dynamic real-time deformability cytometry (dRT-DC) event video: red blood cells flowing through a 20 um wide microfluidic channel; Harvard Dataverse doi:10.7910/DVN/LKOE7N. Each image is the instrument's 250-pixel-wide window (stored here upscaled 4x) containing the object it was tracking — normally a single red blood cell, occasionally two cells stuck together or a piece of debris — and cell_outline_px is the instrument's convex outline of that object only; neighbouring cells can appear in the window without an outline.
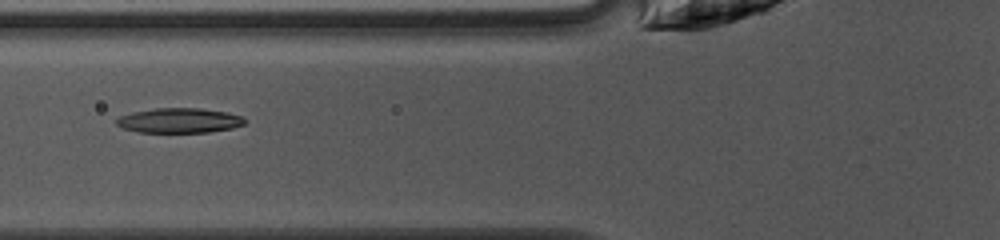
{"species": "common noctule bat (a hibernating species)", "species_latin": "Nyctalus noctula", "temperature_condition": "warm", "stored_images_in_passage": 26, "camera_frame_rate_fps": 3000, "um_per_image_px": 0.085, "animal": {"sex": "female", "body_mass_g": 10.0, "forearm_length_mm": 53.1}, "frame": {"image": 1, "passage_image": 5, "time_ms": 1.333, "image_size_px": [1000, 240], "cell_outline_px": [[248, 120], [244, 124], [232, 128], [208, 132], [136, 132], [124, 128], [116, 124], [116, 116], [132, 112], [156, 108], [200, 108], [224, 112], [244, 116]], "centroid_in_image_um": [15.23, 10.24], "position_along_channel_um": 110.6, "area_um2": 18.67}}
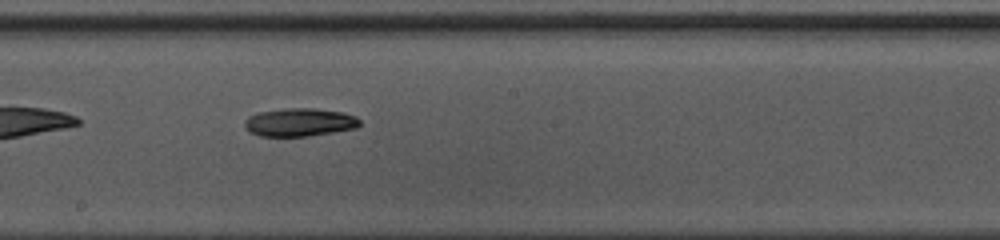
{"frame": {"image": 2, "passage_image": 13, "time_ms": 4.0, "image_size_px": [1000, 240], "cell_outline_px": [[360, 124], [356, 128], [308, 136], [260, 136], [248, 132], [244, 128], [244, 120], [248, 116], [256, 112], [288, 108], [316, 108], [344, 112], [356, 116], [360, 120]], "centroid_in_image_um": [25.42, 10.38], "position_along_channel_um": 222.8, "area_um2": 19.13}}
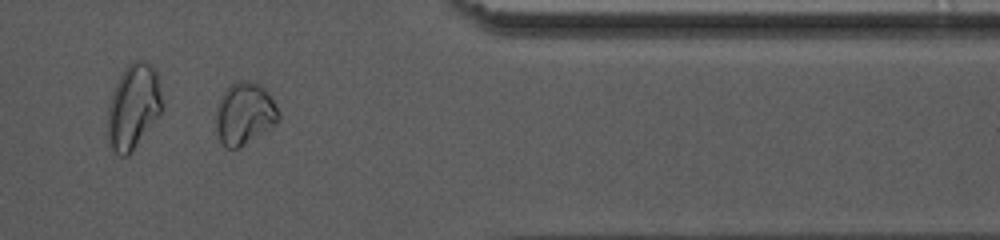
{"frame": {"image": 3, "passage_image": 26, "time_ms": 8.333, "image_size_px": [1000, 240], "cell_outline_px": [[280, 120], [272, 128], [244, 144], [236, 148], [228, 148], [220, 140], [216, 128], [216, 108], [224, 92], [232, 84], [240, 80], [244, 80], [260, 84], [264, 88], [276, 104], [280, 116]], "centroid_in_image_um": [20.82, 9.66], "position_along_channel_um": 390.6, "area_um2": 22.48}, "authors_computed_cell_mechanics": {"area_um2": 19.0162, "velocity_mm_per_s": 4.1919, "shape_relaxation_time_tau1_ms": 6.4509, "shape_relaxation_time_tau2_ms": null, "deformation_change_tau1": 0.1588, "deformation_change_tau2": null}}